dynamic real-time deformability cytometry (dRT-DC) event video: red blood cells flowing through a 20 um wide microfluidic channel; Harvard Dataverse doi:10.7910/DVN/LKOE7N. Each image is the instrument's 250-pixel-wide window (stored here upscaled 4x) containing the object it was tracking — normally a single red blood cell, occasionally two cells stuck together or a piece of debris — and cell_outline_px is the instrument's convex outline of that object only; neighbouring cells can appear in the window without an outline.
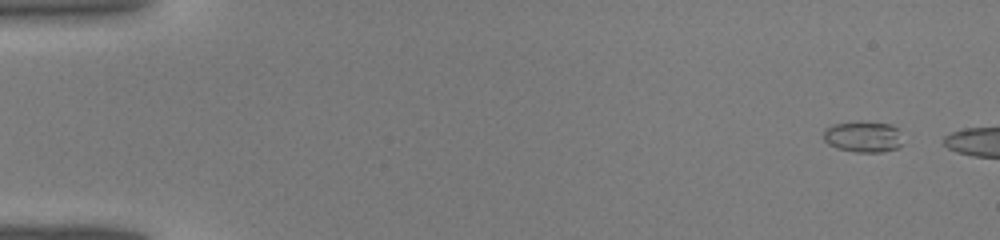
{"species": "common noctule bat (a hibernating species)", "species_latin": "Nyctalus noctula", "temperature_condition": "warm", "stored_images_in_passage": 6, "camera_frame_rate_fps": 3000, "um_per_image_px": 0.085, "animal": {"sex": "male", "body_mass_g": 19.0, "forearm_length_mm": 50.8}, "frame": {"image": 1, "passage_image": 3, "time_ms": 0.667, "image_size_px": [1000, 240], "cell_outline_px": [[900, 144], [896, 148], [880, 152], [856, 152], [836, 148], [828, 144], [824, 140], [824, 132], [832, 124], [892, 124], [896, 128]], "centroid_in_image_um": [73.32, 11.67], "position_along_channel_um": 11.7, "area_um2": 13.41}}